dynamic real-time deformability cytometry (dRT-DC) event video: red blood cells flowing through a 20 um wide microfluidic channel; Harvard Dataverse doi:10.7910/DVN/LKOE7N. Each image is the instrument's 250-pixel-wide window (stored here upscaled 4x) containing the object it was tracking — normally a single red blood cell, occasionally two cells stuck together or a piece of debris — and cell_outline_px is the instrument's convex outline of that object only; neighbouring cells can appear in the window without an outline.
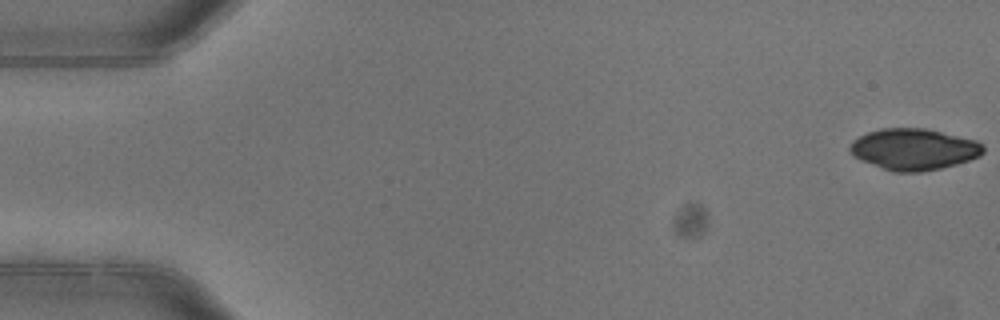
{"species": "common noctule bat (a hibernating species)", "species_latin": "Nyctalus noctula", "temperature_condition": "warm", "stored_images_in_passage": 4, "camera_frame_rate_fps": 3000, "um_per_image_px": 0.085, "animal": {"sex": "female"}, "frame": {"image": 1, "passage_image": 1, "time_ms": 0.0, "image_size_px": [1000, 320], "cell_outline_px": [[984, 152], [980, 156], [956, 164], [940, 168], [920, 172], [892, 172], [880, 168], [860, 160], [852, 156], [848, 148], [852, 140], [868, 132], [880, 128], [924, 128], [976, 140], [984, 144]], "centroid_in_image_um": [77.64, 12.69], "position_along_channel_um": 7.4, "area_um2": 32.31}}